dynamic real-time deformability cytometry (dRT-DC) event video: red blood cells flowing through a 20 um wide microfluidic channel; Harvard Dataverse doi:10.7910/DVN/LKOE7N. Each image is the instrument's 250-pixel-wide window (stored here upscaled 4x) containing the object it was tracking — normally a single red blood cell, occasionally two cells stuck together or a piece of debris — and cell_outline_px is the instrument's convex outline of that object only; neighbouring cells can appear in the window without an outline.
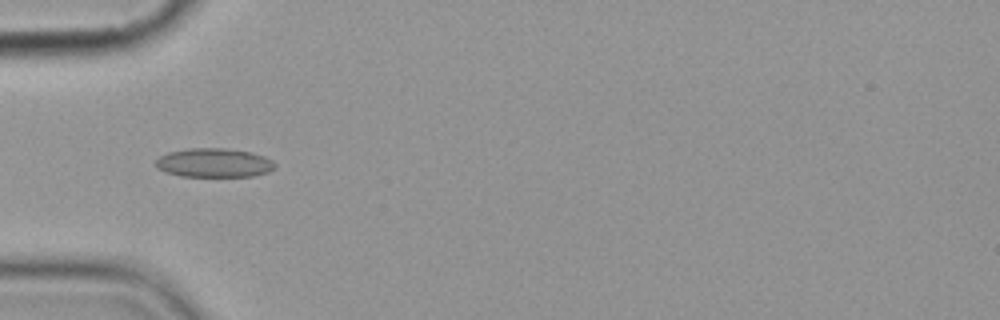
{"species": "common noctule bat (a hibernating species)", "species_latin": "Nyctalus noctula", "temperature_condition": "cold", "stored_images_in_passage": 5, "camera_frame_rate_fps": 3000, "um_per_image_px": 0.085, "animal": {"sex": "female", "body_mass_g": 19.9}, "frame": {"image": 1, "passage_image": 5, "time_ms": 4.667, "image_size_px": [1000, 320], "cell_outline_px": [[276, 168], [268, 172], [252, 176], [180, 176], [156, 168], [156, 160], [160, 156], [168, 152], [188, 148], [224, 148], [252, 152], [264, 156], [272, 160], [276, 164]], "centroid_in_image_um": [18.22, 13.83], "position_along_channel_um": 66.8, "area_um2": 20.17}}